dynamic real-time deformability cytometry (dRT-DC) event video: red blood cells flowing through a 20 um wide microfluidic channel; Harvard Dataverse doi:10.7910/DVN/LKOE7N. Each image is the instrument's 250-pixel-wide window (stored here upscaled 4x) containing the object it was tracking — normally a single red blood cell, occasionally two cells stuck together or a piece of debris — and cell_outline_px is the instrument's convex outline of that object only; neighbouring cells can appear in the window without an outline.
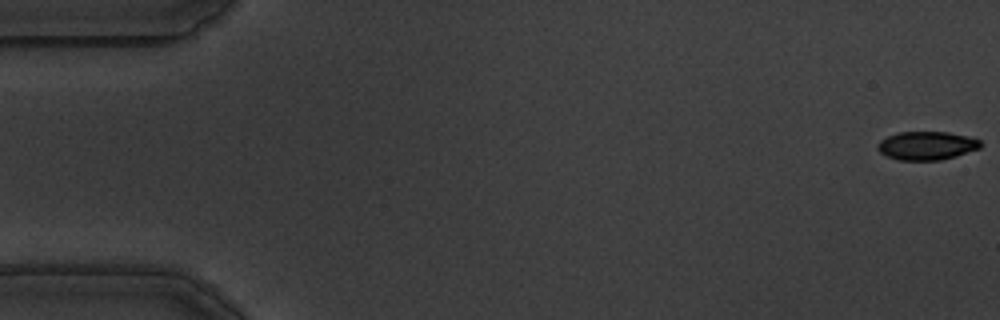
{"species": "common noctule bat (a hibernating species)", "species_latin": "Nyctalus noctula", "temperature_condition": "warm", "stored_images_in_passage": 57, "camera_frame_rate_fps": 3000, "um_per_image_px": 0.085, "animal": {"sex": "male", "body_mass_g": 19.5, "forearm_length_mm": 54.6}, "frame": {"image": 1, "passage_image": 1, "time_ms": 0.0, "image_size_px": [1000, 320], "cell_outline_px": [[980, 148], [956, 156], [940, 160], [900, 160], [888, 156], [880, 152], [876, 148], [876, 144], [880, 140], [896, 132], [948, 132], [968, 136], [980, 140]], "centroid_in_image_um": [78.75, 12.37], "position_along_channel_um": 6.3, "area_um2": 17.05}}
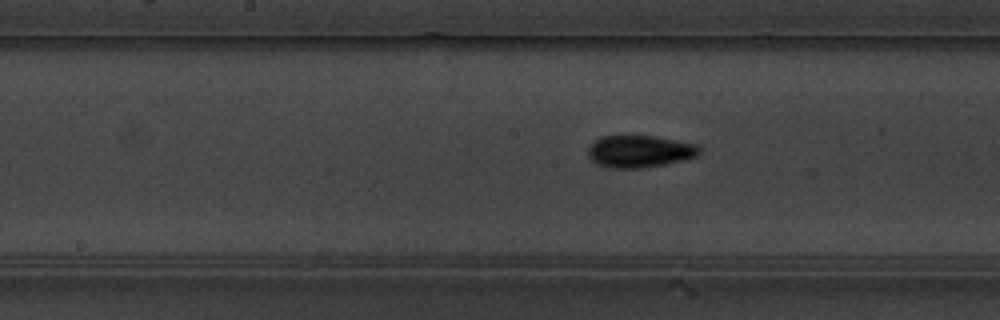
{"frame": {"image": 2, "passage_image": 29, "time_ms": 9.333, "image_size_px": [1000, 320], "cell_outline_px": [[700, 152], [696, 156], [664, 164], [640, 168], [612, 168], [600, 164], [592, 160], [588, 156], [588, 148], [600, 136], [656, 136], [696, 144], [700, 148]], "centroid_in_image_um": [54.36, 12.86], "position_along_channel_um": 193.8, "area_um2": 20.52}}
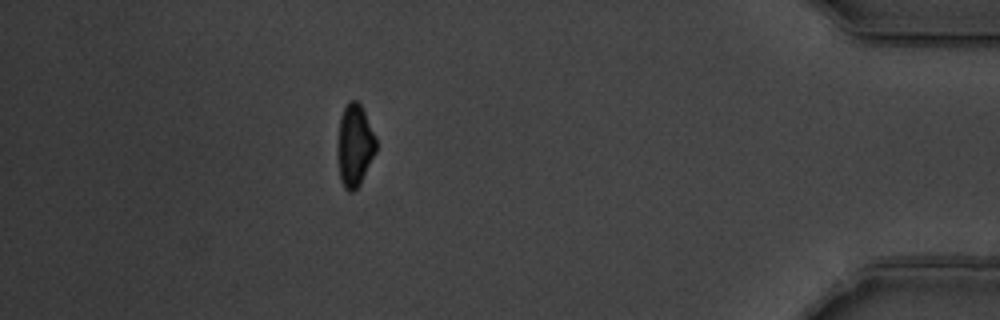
{"frame": {"image": 3, "passage_image": 51, "time_ms": 16.667, "image_size_px": [1000, 320], "cell_outline_px": [[376, 152], [360, 184], [352, 192], [348, 192], [344, 188], [340, 180], [340, 116], [348, 100], [356, 100], [360, 104], [376, 136]], "centroid_in_image_um": [30.2, 12.35], "position_along_channel_um": 405.0, "area_um2": 17.8}, "authors_computed_cell_mechanics": {"area_um2": 18.785, "velocity_mm_per_s": 3.5457, "shape_relaxation_time_tau1_ms": 2.8643, "shape_relaxation_time_tau2_ms": 7.5122, "deformation_change_tau1": 0.1486, "deformation_change_tau2": 0.1258}}